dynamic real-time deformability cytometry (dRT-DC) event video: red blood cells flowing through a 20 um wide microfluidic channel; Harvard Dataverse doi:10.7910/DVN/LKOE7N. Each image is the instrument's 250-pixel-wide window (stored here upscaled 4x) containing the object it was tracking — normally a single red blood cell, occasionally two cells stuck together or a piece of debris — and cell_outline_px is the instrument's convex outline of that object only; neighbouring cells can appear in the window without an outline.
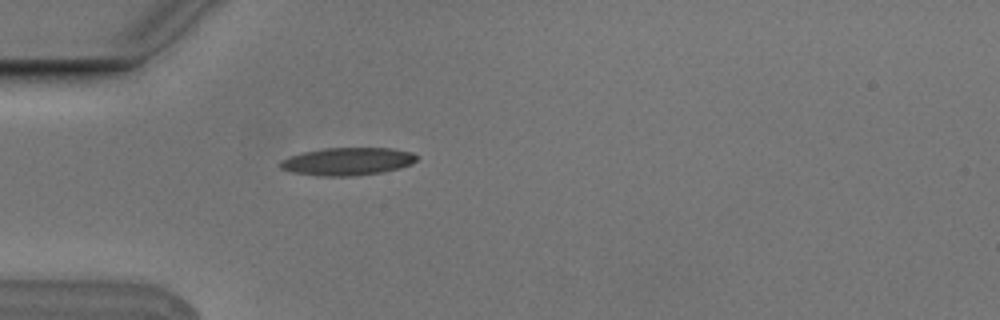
{"species": "Egyptian fruit bat (a non-hibernating species)", "species_latin": "Rousettus aegyptiacus", "temperature_condition": "cold", "stored_images_in_passage": 1, "camera_frame_rate_fps": 3000, "um_per_image_px": 0.085, "animal": {"sex": "male"}, "frame": {"image": 1, "passage_image": 1, "time_ms": 0.0, "image_size_px": [1000, 320], "cell_outline_px": [[420, 156], [412, 164], [400, 168], [380, 172], [352, 176], [320, 176], [292, 172], [280, 168], [280, 160], [288, 156], [304, 152], [324, 148], [392, 148], [412, 152]], "centroid_in_image_um": [29.55, 13.71], "position_along_channel_um": 55.5, "area_um2": 22.14}}